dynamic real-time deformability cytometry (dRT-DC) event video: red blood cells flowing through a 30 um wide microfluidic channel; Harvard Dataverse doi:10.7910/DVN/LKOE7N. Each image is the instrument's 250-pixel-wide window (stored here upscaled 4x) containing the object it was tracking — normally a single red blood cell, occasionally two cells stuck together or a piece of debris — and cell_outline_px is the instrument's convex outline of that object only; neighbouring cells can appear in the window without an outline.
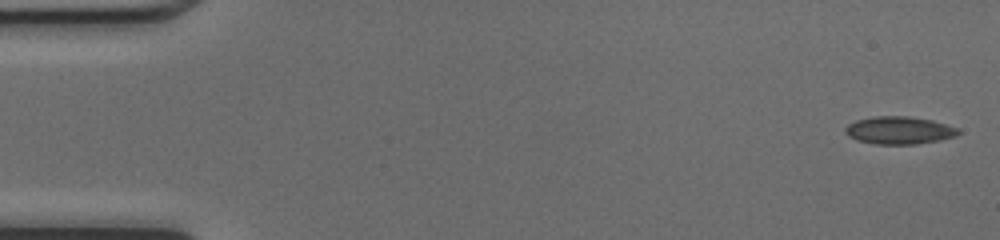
{"species": "common noctule bat (a hibernating species)", "species_latin": "Nyctalus noctula", "temperature_condition": "cold", "stored_images_in_passage": 48, "camera_frame_rate_fps": 3000, "um_per_image_px": 0.085, "animal": {"sex": "female", "body_mass_g": 17.0, "forearm_length_mm": 48.0}, "frame": {"image": 1, "passage_image": 1, "time_ms": 0.0, "image_size_px": [1000, 240], "cell_outline_px": [[960, 132], [956, 136], [940, 140], [916, 144], [876, 144], [856, 140], [848, 136], [844, 132], [844, 128], [848, 124], [856, 120], [872, 116], [908, 116], [932, 120], [956, 128]], "centroid_in_image_um": [76.38, 11.08], "position_along_channel_um": 8.6, "area_um2": 18.21}}
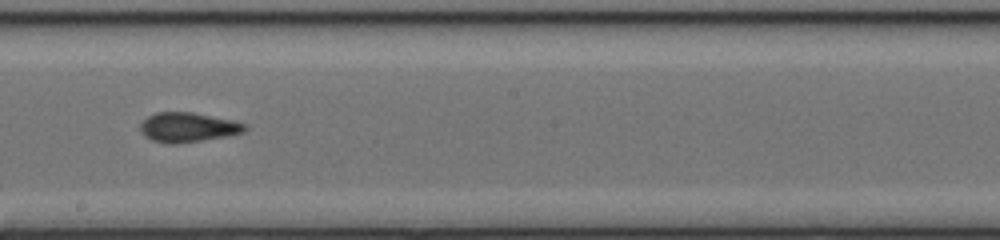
{"frame": {"image": 2, "passage_image": 27, "time_ms": 8.667, "image_size_px": [1000, 240], "cell_outline_px": [[248, 128], [244, 132], [228, 136], [176, 144], [168, 144], [152, 140], [144, 136], [140, 132], [140, 124], [148, 116], [156, 112], [192, 112], [232, 120], [248, 124]], "centroid_in_image_um": [15.98, 10.82], "position_along_channel_um": 232.2, "area_um2": 18.15}}
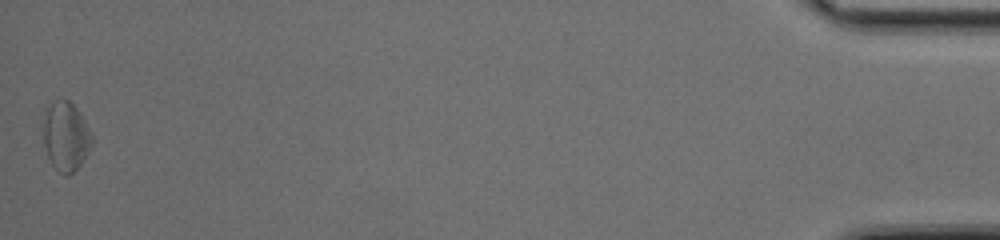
{"frame": {"image": 3, "passage_image": 48, "time_ms": 15.667, "image_size_px": [1000, 240], "cell_outline_px": [[92, 144], [84, 160], [68, 176], [64, 176], [52, 164], [48, 156], [44, 144], [44, 120], [48, 108], [56, 100], [68, 100], [76, 108], [84, 120], [92, 136]], "centroid_in_image_um": [5.61, 11.62], "position_along_channel_um": 429.6, "area_um2": 19.02}, "authors_computed_cell_mechanics": {"area_um2": 17.9469, "velocity_mm_per_s": 4.2468, "shape_relaxation_time_tau1_ms": null, "shape_relaxation_time_tau2_ms": 2.4387, "deformation_change_tau1": null, "deformation_change_tau2": 0.0821}}